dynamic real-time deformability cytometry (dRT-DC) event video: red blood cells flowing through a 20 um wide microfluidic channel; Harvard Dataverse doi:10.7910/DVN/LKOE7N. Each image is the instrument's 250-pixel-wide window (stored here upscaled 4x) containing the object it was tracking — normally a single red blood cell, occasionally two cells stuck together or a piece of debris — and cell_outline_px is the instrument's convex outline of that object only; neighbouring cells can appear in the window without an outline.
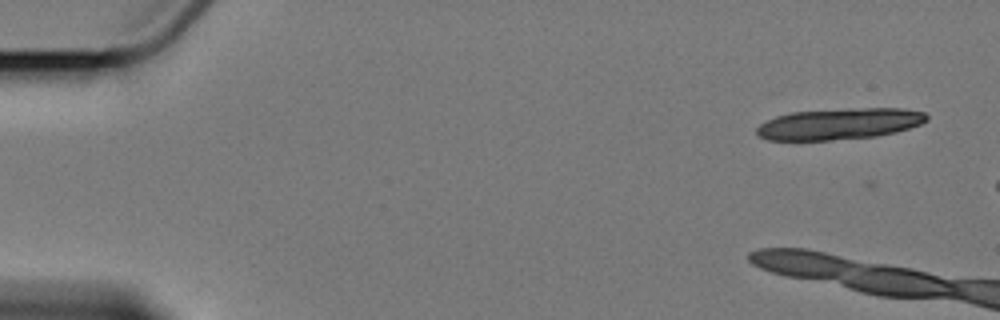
{"species": "Egyptian fruit bat (a non-hibernating species)", "species_latin": "Rousettus aegyptiacus", "temperature_condition": "cold", "stored_images_in_passage": 5, "camera_frame_rate_fps": 3000, "um_per_image_px": 0.085, "animal": {"sex": "female"}, "frame": {"image": 1, "passage_image": 2, "time_ms": 1.333, "image_size_px": [1000, 320], "cell_outline_px": [[928, 120], [920, 124], [896, 132], [876, 136], [828, 140], [768, 140], [760, 136], [756, 132], [756, 128], [760, 124], [776, 116], [792, 112], [848, 108], [900, 108], [924, 112], [928, 116]], "centroid_in_image_um": [71.35, 10.52], "position_along_channel_um": 13.6, "area_um2": 30.87}}